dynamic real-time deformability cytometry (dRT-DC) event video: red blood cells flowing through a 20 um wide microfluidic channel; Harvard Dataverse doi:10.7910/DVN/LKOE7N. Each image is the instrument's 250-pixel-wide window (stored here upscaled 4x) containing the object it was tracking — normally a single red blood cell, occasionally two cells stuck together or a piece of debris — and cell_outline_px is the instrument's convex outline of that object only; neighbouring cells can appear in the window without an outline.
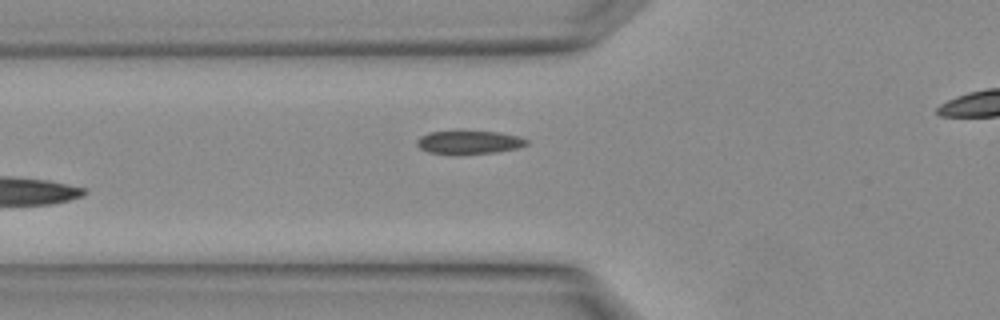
{"species": "Egyptian fruit bat (a non-hibernating species)", "species_latin": "Rousettus aegyptiacus", "temperature_condition": "warm", "stored_images_in_passage": 8, "camera_frame_rate_fps": 3000, "um_per_image_px": 0.085, "animal": {"sex": "female"}, "frame": {"image": 1, "passage_image": 6, "time_ms": 1.667, "image_size_px": [1000, 320], "cell_outline_px": [[528, 144], [520, 148], [496, 152], [460, 156], [456, 156], [428, 152], [420, 148], [416, 144], [416, 140], [420, 136], [428, 132], [496, 132], [516, 136], [528, 140]], "centroid_in_image_um": [39.83, 12.14], "position_along_channel_um": 86.0, "area_um2": 15.14}}